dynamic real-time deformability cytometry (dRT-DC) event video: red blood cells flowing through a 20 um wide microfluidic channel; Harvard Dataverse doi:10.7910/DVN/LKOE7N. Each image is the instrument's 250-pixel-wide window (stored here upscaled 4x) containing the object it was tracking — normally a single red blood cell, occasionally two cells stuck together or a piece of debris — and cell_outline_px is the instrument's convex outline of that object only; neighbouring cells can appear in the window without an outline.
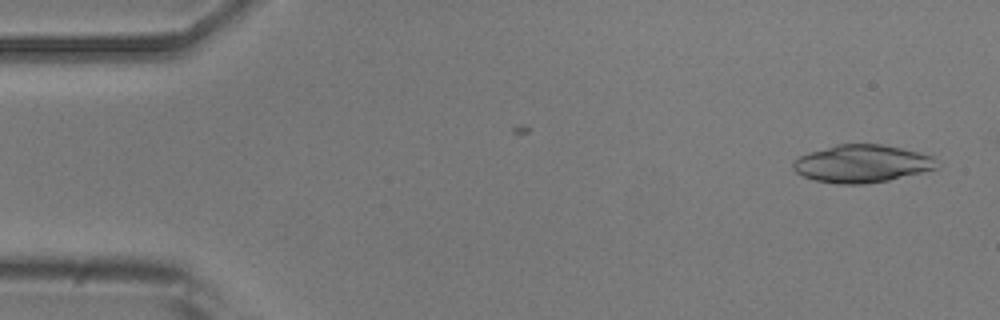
{"species": "common noctule bat (a hibernating species)", "species_latin": "Nyctalus noctula", "temperature_condition": "room temperature", "stored_images_in_passage": 3, "camera_frame_rate_fps": 3000, "um_per_image_px": 0.085, "animal": {"sex": "male", "body_mass_g": 20.5, "forearm_length_mm": 52.5}, "frame": {"image": 1, "passage_image": 3, "time_ms": 2.333, "image_size_px": [1000, 320], "cell_outline_px": [[940, 160], [936, 168], [888, 180], [864, 184], [836, 184], [816, 180], [804, 176], [796, 172], [792, 168], [792, 160], [800, 156], [836, 144], [880, 144], [900, 148], [932, 156]], "centroid_in_image_um": [73.24, 13.91], "position_along_channel_um": 11.8, "area_um2": 31.27}}